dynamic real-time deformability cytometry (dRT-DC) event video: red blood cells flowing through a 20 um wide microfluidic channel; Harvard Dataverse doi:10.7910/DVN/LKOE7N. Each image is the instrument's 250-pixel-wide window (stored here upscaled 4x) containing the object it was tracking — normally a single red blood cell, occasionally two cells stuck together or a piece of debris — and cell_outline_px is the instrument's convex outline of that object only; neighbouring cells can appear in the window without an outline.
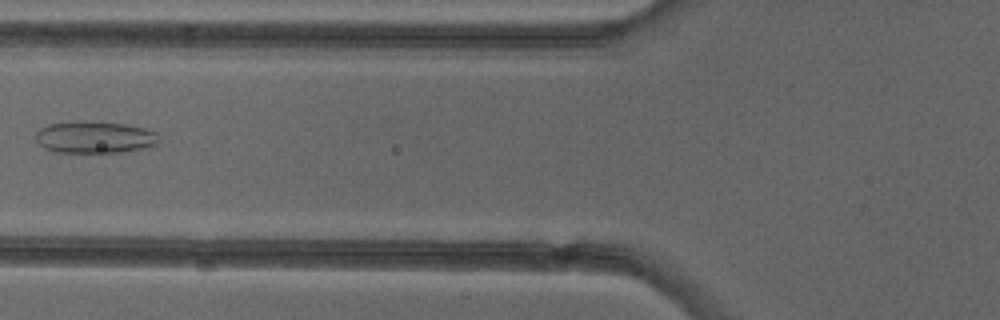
{"species": "common noctule bat (a hibernating species)", "species_latin": "Nyctalus noctula", "temperature_condition": "cold", "stored_images_in_passage": 3, "camera_frame_rate_fps": 3000, "um_per_image_px": 0.085, "animal": {"sex": "female"}, "frame": {"image": 1, "passage_image": 3, "time_ms": 2.333, "image_size_px": [1000, 320], "cell_outline_px": [[160, 140], [152, 148], [120, 152], [56, 152], [44, 148], [36, 140], [36, 132], [40, 128], [48, 124], [76, 120], [84, 120], [128, 124], [144, 128], [156, 132], [160, 136]], "centroid_in_image_um": [8.09, 11.65], "position_along_channel_um": 117.7, "area_um2": 23.47}}